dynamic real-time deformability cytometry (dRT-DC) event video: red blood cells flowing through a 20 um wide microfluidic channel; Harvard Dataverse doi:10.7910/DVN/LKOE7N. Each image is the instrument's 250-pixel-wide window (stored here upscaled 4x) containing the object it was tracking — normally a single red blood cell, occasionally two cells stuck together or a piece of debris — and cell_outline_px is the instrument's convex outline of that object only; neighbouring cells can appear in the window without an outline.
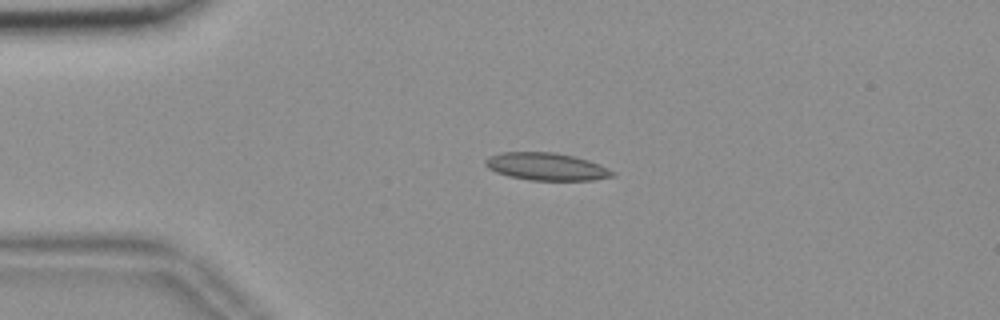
{"species": "common noctule bat (a hibernating species)", "species_latin": "Nyctalus noctula", "temperature_condition": "room temperature", "stored_images_in_passage": 45, "camera_frame_rate_fps": 3000, "um_per_image_px": 0.085, "animal": {"sex": "female", "body_mass_g": 18.4}, "frame": {"image": 1, "passage_image": 2, "time_ms": 0.333, "image_size_px": [1000, 320], "cell_outline_px": [[616, 176], [592, 180], [528, 180], [508, 176], [496, 172], [488, 168], [484, 164], [484, 160], [488, 156], [500, 152], [552, 152], [572, 156], [588, 160], [616, 172]], "centroid_in_image_um": [46.41, 14.16], "position_along_channel_um": 38.6, "area_um2": 20.4}}
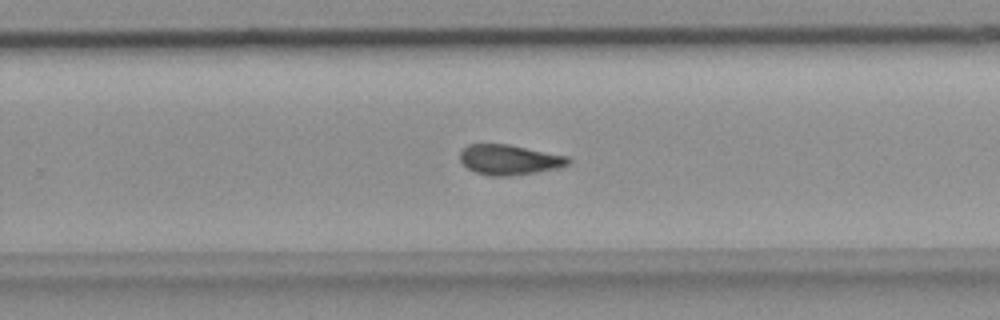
{"frame": {"image": 2, "passage_image": 25, "time_ms": 8.0, "image_size_px": [1000, 320], "cell_outline_px": [[572, 160], [568, 164], [560, 168], [512, 176], [488, 176], [476, 172], [468, 168], [460, 160], [460, 152], [468, 144], [508, 144], [568, 156]], "centroid_in_image_um": [43.31, 13.58], "position_along_channel_um": 286.5, "area_um2": 19.07}}
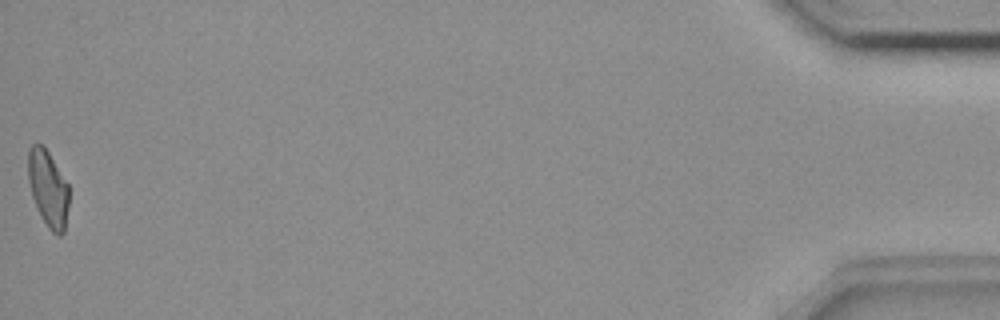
{"frame": {"image": 3, "passage_image": 45, "time_ms": 14.667, "image_size_px": [1000, 320], "cell_outline_px": [[68, 208], [64, 232], [60, 236], [56, 236], [48, 228], [40, 216], [32, 196], [28, 180], [28, 148], [32, 144], [44, 144], [68, 184]], "centroid_in_image_um": [4.08, 16.02], "position_along_channel_um": 431.1, "area_um2": 18.38}, "authors_computed_cell_mechanics": {"area_um2": 19.074, "velocity_mm_per_s": 3.6414, "shape_relaxation_time_tau1_ms": null, "shape_relaxation_time_tau2_ms": 3.0292, "deformation_change_tau1": null, "deformation_change_tau2": 0.0943}}